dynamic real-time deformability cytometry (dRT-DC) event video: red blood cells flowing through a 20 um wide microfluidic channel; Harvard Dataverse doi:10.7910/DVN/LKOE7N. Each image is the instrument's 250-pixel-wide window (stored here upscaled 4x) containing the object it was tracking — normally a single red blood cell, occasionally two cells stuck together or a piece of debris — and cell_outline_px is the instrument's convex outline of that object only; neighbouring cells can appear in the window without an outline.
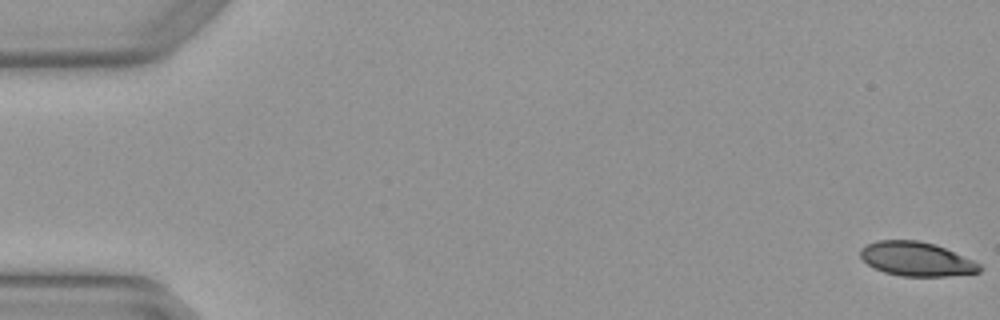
{"species": "Egyptian fruit bat (a non-hibernating species)", "species_latin": "Rousettus aegyptiacus", "temperature_condition": "warm", "stored_images_in_passage": 4, "camera_frame_rate_fps": 3000, "um_per_image_px": 0.085, "animal": {"sex": "female"}, "frame": {"image": 1, "passage_image": 1, "time_ms": 0.0, "image_size_px": [1000, 320], "cell_outline_px": [[984, 268], [980, 272], [948, 276], [900, 276], [884, 272], [868, 264], [860, 256], [860, 248], [868, 244], [880, 240], [916, 240], [936, 244], [972, 260], [980, 264]], "centroid_in_image_um": [77.91, 22.02], "position_along_channel_um": 7.1, "area_um2": 23.58}}